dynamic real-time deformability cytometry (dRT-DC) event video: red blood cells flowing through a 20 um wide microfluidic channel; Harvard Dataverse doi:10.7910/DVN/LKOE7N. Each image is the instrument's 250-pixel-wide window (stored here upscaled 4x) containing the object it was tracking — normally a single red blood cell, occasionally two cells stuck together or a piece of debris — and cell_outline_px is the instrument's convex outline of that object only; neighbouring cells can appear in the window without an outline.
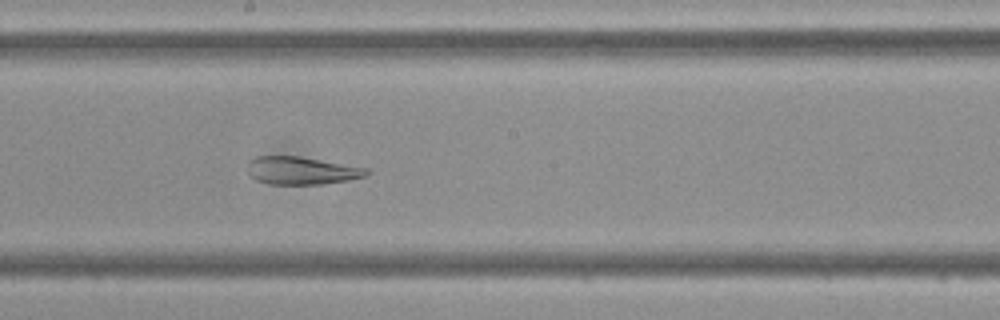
{"species": "Egyptian fruit bat (a non-hibernating species)", "species_latin": "Rousettus aegyptiacus", "temperature_condition": "cold", "stored_images_in_passage": 43, "camera_frame_rate_fps": 3000, "um_per_image_px": 0.085, "frame": {"image": 1, "passage_image": 21, "time_ms": 6.667, "image_size_px": [1000, 320], "cell_outline_px": [[372, 172], [368, 176], [348, 180], [324, 184], [268, 184], [256, 180], [248, 172], [248, 160], [256, 156], [296, 156], [368, 168]], "centroid_in_image_um": [25.65, 14.5], "position_along_channel_um": 222.5, "area_um2": 19.31}}
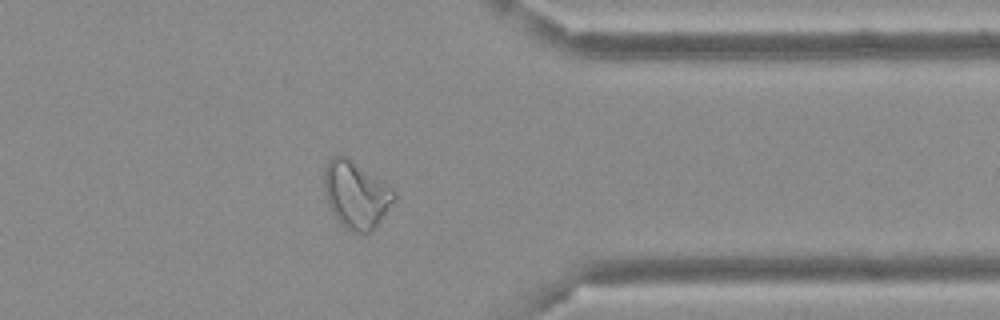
{"frame": {"image": 2, "passage_image": 33, "time_ms": 10.667, "image_size_px": [1000, 320], "cell_outline_px": [[396, 200], [372, 232], [352, 232], [336, 220], [328, 204], [324, 192], [324, 168], [328, 160], [332, 156], [348, 156], [396, 192]], "centroid_in_image_um": [30.25, 16.55], "position_along_channel_um": 381.2, "area_um2": 27.4}}
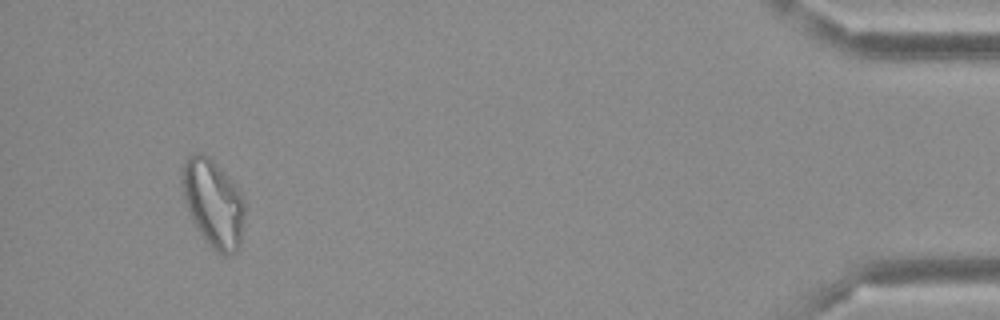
{"frame": {"image": 3, "passage_image": 40, "time_ms": 13.0, "image_size_px": [1000, 320], "cell_outline_px": [[244, 216], [240, 244], [236, 252], [228, 256], [224, 256], [216, 252], [208, 244], [192, 220], [188, 212], [180, 184], [180, 172], [184, 160], [192, 152], [200, 152], [208, 156], [240, 188], [244, 200]], "centroid_in_image_um": [18.11, 17.24], "position_along_channel_um": 417.1, "area_um2": 32.54}}